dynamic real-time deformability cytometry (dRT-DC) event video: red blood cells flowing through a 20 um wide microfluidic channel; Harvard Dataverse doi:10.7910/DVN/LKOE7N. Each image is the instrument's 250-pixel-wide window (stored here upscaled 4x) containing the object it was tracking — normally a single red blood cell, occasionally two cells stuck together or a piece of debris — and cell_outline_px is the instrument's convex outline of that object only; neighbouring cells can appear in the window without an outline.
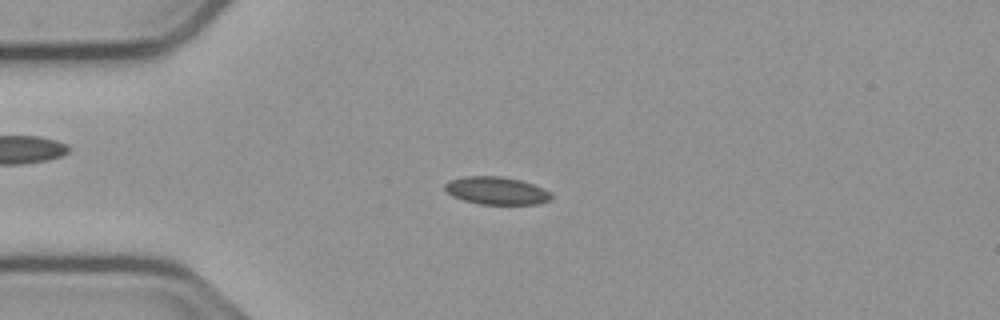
{"species": "common noctule bat (a hibernating species)", "species_latin": "Nyctalus noctula", "temperature_condition": "cold", "stored_images_in_passage": 47, "camera_frame_rate_fps": 3000, "um_per_image_px": 0.085, "animal": {"sex": "male", "body_mass_g": 23.1, "forearm_length_mm": 52.7}, "frame": {"image": 1, "passage_image": 6, "time_ms": 1.667, "image_size_px": [1000, 320], "cell_outline_px": [[552, 200], [536, 204], [480, 204], [464, 200], [452, 196], [444, 188], [444, 184], [452, 180], [464, 176], [500, 176], [520, 180], [544, 188], [552, 192]], "centroid_in_image_um": [42.24, 16.21], "position_along_channel_um": 42.8, "area_um2": 17.17}}
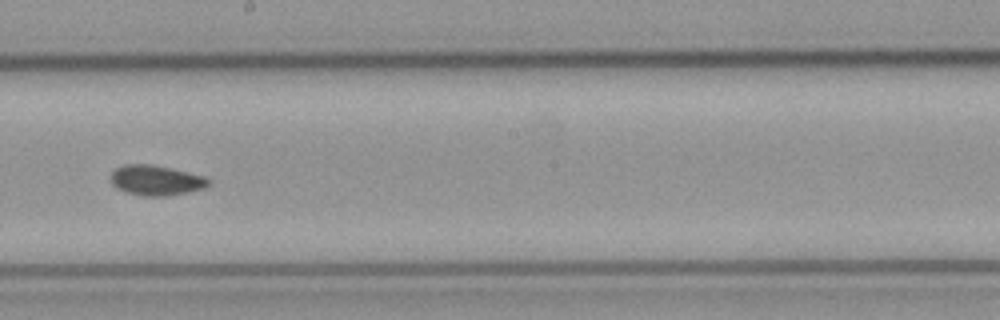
{"frame": {"image": 2, "passage_image": 23, "time_ms": 7.333, "image_size_px": [1000, 320], "cell_outline_px": [[212, 184], [204, 188], [188, 192], [168, 196], [140, 196], [116, 188], [112, 184], [112, 172], [116, 168], [124, 164], [152, 164], [172, 168], [204, 176], [212, 180]], "centroid_in_image_um": [13.31, 15.32], "position_along_channel_um": 234.9, "area_um2": 17.34}}
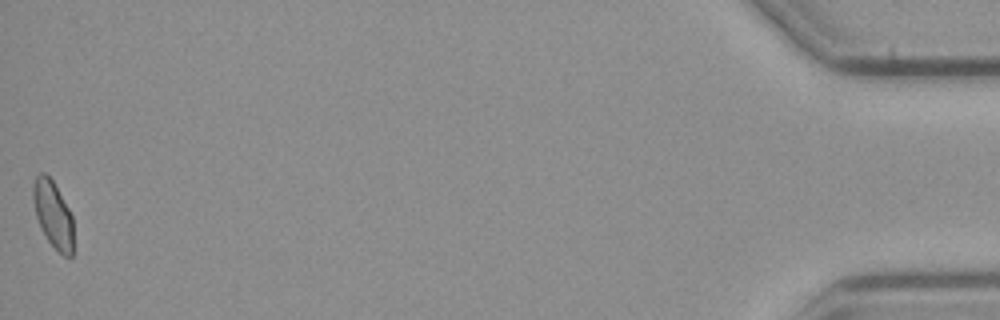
{"frame": {"image": 3, "passage_image": 47, "time_ms": 15.333, "image_size_px": [1000, 320], "cell_outline_px": [[72, 256], [64, 256], [48, 240], [36, 216], [32, 200], [32, 188], [36, 176], [40, 172], [44, 172], [52, 180], [68, 208], [72, 216]], "centroid_in_image_um": [4.48, 18.18], "position_along_channel_um": 430.7, "area_um2": 15.26}}